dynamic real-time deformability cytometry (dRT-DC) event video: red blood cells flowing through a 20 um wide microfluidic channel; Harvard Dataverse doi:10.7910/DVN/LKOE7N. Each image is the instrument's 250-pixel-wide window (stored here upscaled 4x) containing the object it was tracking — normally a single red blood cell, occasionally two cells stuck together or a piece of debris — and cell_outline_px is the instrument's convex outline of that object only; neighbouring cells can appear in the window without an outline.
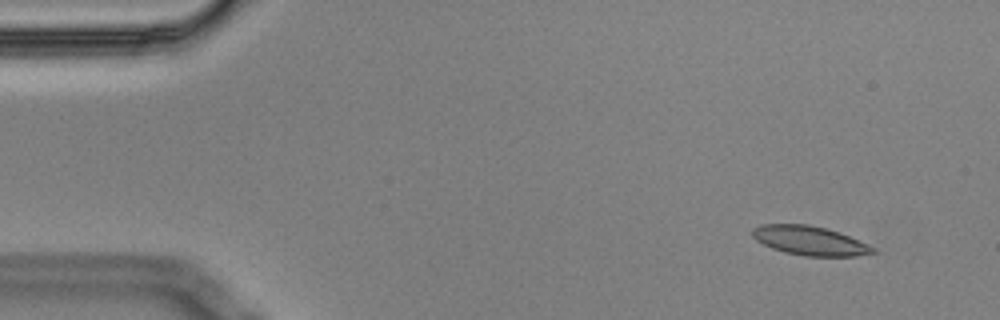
{"species": "Egyptian fruit bat (a non-hibernating species)", "species_latin": "Rousettus aegyptiacus", "temperature_condition": "cold", "stored_images_in_passage": 5, "segment_of_instrument_passage": [1, 2], "camera_frame_rate_fps": 3000, "um_per_image_px": 0.085, "animal": {"sex": "male"}, "frame": {"image": 1, "passage_image": 1, "time_ms": 0.0, "image_size_px": [1000, 320], "cell_outline_px": [[876, 252], [856, 256], [804, 256], [784, 252], [772, 248], [756, 240], [752, 236], [752, 228], [760, 224], [808, 224], [840, 232], [868, 244], [876, 248]], "centroid_in_image_um": [68.82, 20.45], "position_along_channel_um": 16.2, "area_um2": 20.52}}